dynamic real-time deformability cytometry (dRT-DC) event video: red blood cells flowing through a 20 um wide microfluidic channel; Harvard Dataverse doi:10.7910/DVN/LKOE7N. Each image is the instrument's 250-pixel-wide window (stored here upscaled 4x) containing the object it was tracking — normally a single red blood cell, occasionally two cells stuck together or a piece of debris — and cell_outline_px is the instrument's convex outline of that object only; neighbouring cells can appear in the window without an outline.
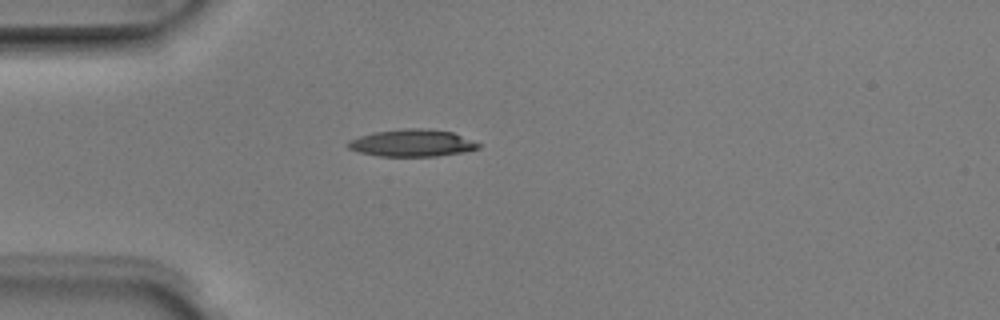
{"species": "Egyptian fruit bat (a non-hibernating species)", "species_latin": "Rousettus aegyptiacus", "temperature_condition": "room temperature", "stored_images_in_passage": 1, "camera_frame_rate_fps": 3000, "um_per_image_px": 0.085, "animal": {"sex": "male"}, "frame": {"image": 1, "passage_image": 1, "time_ms": 0.0, "image_size_px": [1000, 320], "cell_outline_px": [[480, 148], [464, 152], [436, 156], [380, 156], [360, 152], [348, 148], [344, 144], [348, 140], [372, 132], [404, 128], [428, 128], [452, 132], [472, 140], [480, 144]], "centroid_in_image_um": [35.0, 12.15], "position_along_channel_um": 50.0, "area_um2": 20.75}}